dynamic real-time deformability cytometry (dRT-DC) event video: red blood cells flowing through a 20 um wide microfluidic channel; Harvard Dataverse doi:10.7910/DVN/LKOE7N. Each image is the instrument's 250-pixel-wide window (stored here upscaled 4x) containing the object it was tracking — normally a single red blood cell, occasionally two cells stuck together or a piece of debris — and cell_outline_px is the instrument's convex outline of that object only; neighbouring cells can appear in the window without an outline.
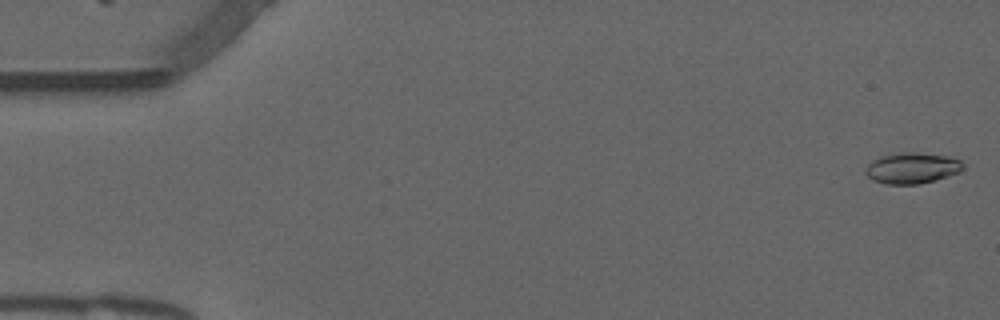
{"species": "common noctule bat (a hibernating species)", "species_latin": "Nyctalus noctula", "temperature_condition": "warm", "stored_images_in_passage": 8, "camera_frame_rate_fps": 3000, "um_per_image_px": 0.085, "animal": {"sex": "male", "forearm_length_mm": 52.5}, "frame": {"image": 1, "passage_image": 1, "time_ms": 0.0, "image_size_px": [1000, 320], "cell_outline_px": [[964, 168], [960, 172], [948, 176], [920, 184], [888, 184], [872, 180], [864, 172], [864, 168], [872, 160], [880, 156], [900, 152], [916, 152], [948, 156], [960, 160], [964, 164]], "centroid_in_image_um": [77.51, 14.28], "position_along_channel_um": 7.5, "area_um2": 17.74}}